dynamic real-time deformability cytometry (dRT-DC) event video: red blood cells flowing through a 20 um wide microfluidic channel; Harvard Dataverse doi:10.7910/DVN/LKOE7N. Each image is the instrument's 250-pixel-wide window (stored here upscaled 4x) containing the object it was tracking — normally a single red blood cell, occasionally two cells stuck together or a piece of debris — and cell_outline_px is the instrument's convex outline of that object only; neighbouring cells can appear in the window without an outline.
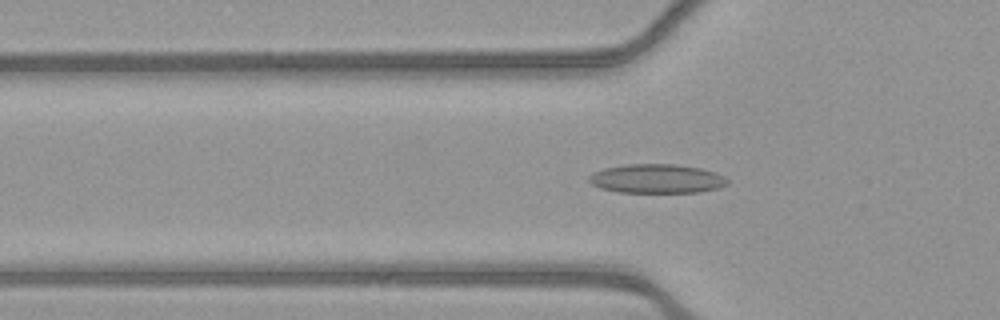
{"species": "common noctule bat (a hibernating species)", "species_latin": "Nyctalus noctula", "temperature_condition": "warm", "stored_images_in_passage": 53, "camera_frame_rate_fps": 3000, "um_per_image_px": 0.085, "animal": {"sex": "female", "body_mass_g": 21.9}, "frame": {"image": 1, "passage_image": 18, "time_ms": 5.667, "image_size_px": [1000, 320], "cell_outline_px": [[728, 184], [716, 188], [700, 192], [620, 192], [600, 188], [592, 184], [588, 180], [588, 176], [592, 172], [604, 168], [624, 164], [676, 164], [700, 168], [716, 172], [724, 176], [728, 180]], "centroid_in_image_um": [55.8, 15.18], "position_along_channel_um": 70.0, "area_um2": 23.52}}
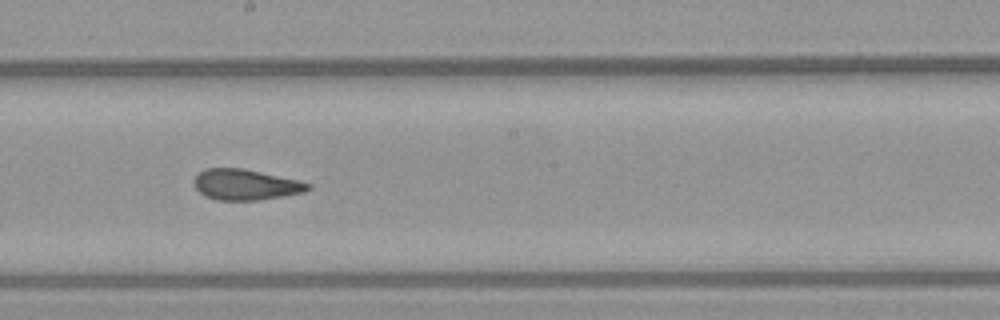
{"frame": {"image": 2, "passage_image": 30, "time_ms": 9.667, "image_size_px": [1000, 320], "cell_outline_px": [[312, 188], [304, 192], [260, 200], [216, 200], [204, 196], [196, 188], [196, 176], [204, 168], [244, 168], [296, 180], [312, 184]], "centroid_in_image_um": [20.89, 15.7], "position_along_channel_um": 227.3, "area_um2": 20.23}}
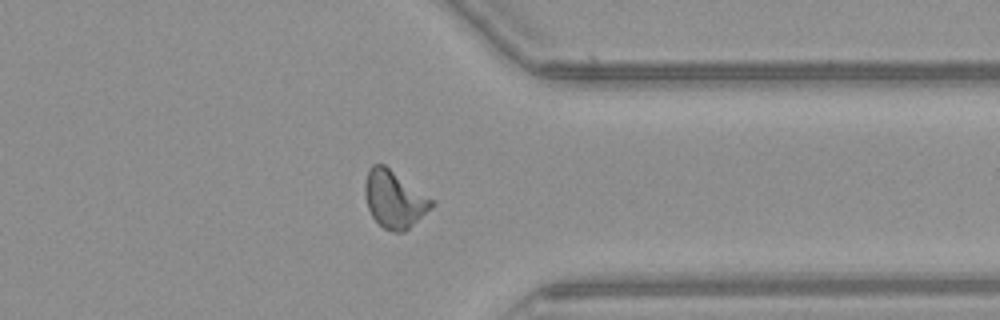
{"frame": {"image": 3, "passage_image": 42, "time_ms": 13.667, "image_size_px": [1000, 320], "cell_outline_px": [[436, 204], [432, 208], [404, 232], [392, 232], [384, 228], [372, 216], [368, 208], [364, 196], [364, 184], [368, 168], [372, 164], [384, 164], [436, 200]], "centroid_in_image_um": [33.53, 16.92], "position_along_channel_um": 377.9, "area_um2": 22.6}, "authors_computed_cell_mechanics": {"area_um2": 21.0392, "velocity_mm_per_s": 3.8962, "shape_relaxation_time_tau1_ms": null, "shape_relaxation_time_tau2_ms": 1.7526, "deformation_change_tau1": null, "deformation_change_tau2": 0.0801}}